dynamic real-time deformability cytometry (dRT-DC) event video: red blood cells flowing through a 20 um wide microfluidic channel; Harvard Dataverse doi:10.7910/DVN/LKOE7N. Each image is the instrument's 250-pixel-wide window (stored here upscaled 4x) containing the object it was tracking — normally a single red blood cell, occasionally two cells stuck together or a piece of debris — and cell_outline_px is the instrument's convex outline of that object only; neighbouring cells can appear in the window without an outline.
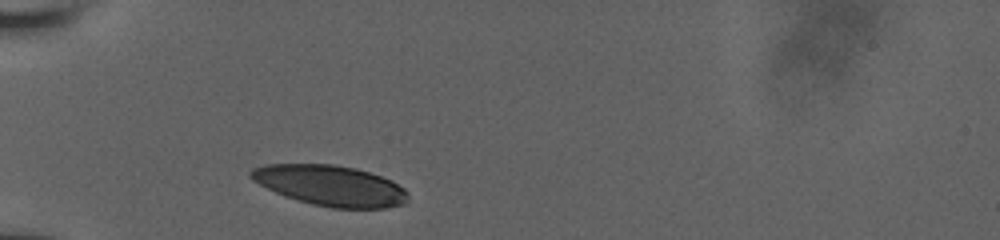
{"species": "human", "species_latin": "Homo sapiens", "temperature_condition": "room temperature", "stored_images_in_passage": 16, "camera_frame_rate_fps": 3000, "um_per_image_px": 0.085, "donor": {"sex": "male"}, "frame": {"image": 1, "passage_image": 1, "time_ms": 0.0, "image_size_px": [1000, 240], "cell_outline_px": [[408, 200], [404, 204], [384, 208], [332, 208], [312, 204], [284, 196], [252, 180], [248, 176], [248, 172], [252, 168], [264, 164], [332, 164], [356, 168], [392, 180], [404, 188], [408, 192]], "centroid_in_image_um": [28.08, 15.77], "position_along_channel_um": 56.9, "area_um2": 37.22}}
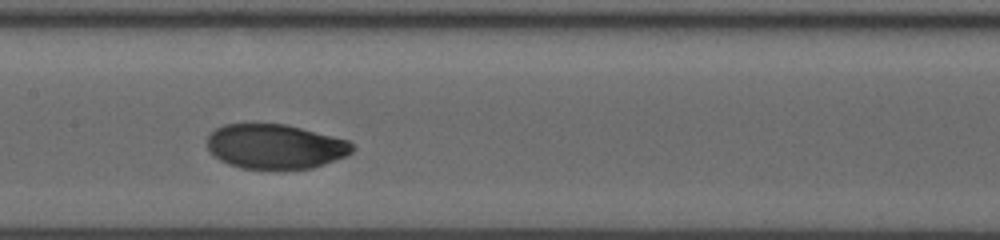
{"frame": {"image": 2, "passage_image": 10, "time_ms": 3.667, "image_size_px": [1000, 240], "cell_outline_px": [[356, 148], [352, 152], [344, 156], [312, 168], [240, 168], [228, 164], [220, 160], [208, 152], [208, 136], [216, 128], [224, 124], [284, 124], [348, 140]], "centroid_in_image_um": [23.36, 12.45], "position_along_channel_um": 184.0, "area_um2": 37.34}}
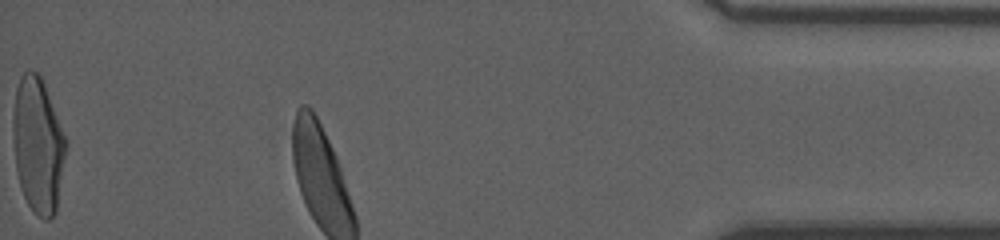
{"frame": {"image": 3, "passage_image": 16, "time_ms": 10.333, "image_size_px": [1000, 240], "cell_outline_px": [[68, 144], [56, 212], [48, 220], [44, 220], [28, 204], [24, 196], [20, 184], [16, 168], [12, 136], [12, 116], [16, 88], [20, 76], [28, 68], [36, 72], [40, 76], [44, 84], [68, 140]], "centroid_in_image_um": [3.23, 12.3], "position_along_channel_um": 432.0, "area_um2": 42.14}}